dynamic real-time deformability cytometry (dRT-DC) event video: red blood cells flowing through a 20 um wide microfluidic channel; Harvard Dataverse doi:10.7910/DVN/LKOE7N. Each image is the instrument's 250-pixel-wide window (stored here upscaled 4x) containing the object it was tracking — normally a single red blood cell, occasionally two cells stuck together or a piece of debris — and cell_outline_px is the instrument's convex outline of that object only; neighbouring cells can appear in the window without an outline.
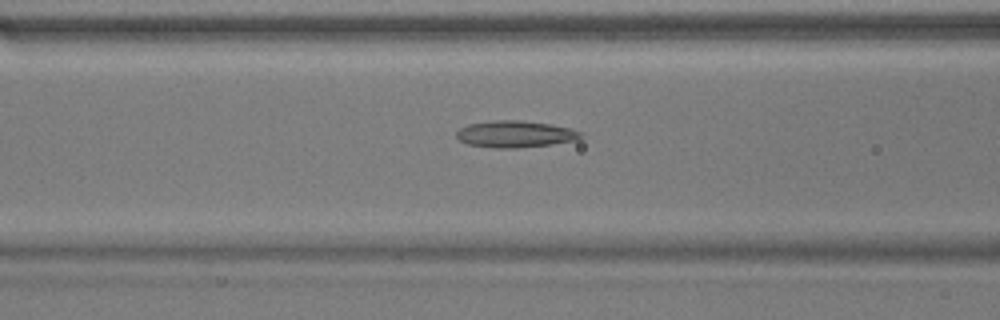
{"species": "common noctule bat (a hibernating species)", "species_latin": "Nyctalus noctula", "temperature_condition": "warm", "stored_images_in_passage": 42, "camera_frame_rate_fps": 3000, "um_per_image_px": 0.085, "animal": {"sex": "male", "body_mass_g": 17.9}, "frame": {"image": 1, "passage_image": 10, "time_ms": 3.0, "image_size_px": [1000, 320], "cell_outline_px": [[584, 136], [576, 140], [548, 144], [516, 148], [496, 148], [468, 144], [460, 140], [456, 136], [456, 132], [460, 128], [468, 124], [492, 120], [520, 120], [548, 124], [568, 128], [580, 132]], "centroid_in_image_um": [43.75, 11.39], "position_along_channel_um": 122.9, "area_um2": 19.07}}
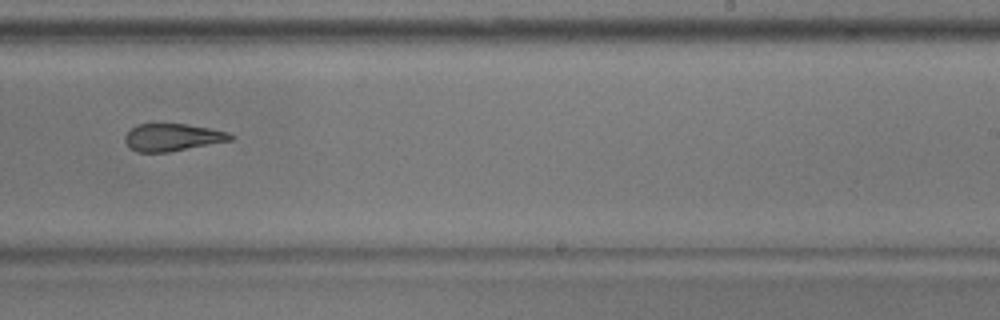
{"frame": {"image": 2, "passage_image": 22, "time_ms": 7.0, "image_size_px": [1000, 320], "cell_outline_px": [[236, 136], [232, 140], [168, 152], [136, 152], [128, 148], [124, 140], [124, 136], [136, 124], [184, 124], [208, 128], [228, 132]], "centroid_in_image_um": [14.63, 11.68], "position_along_channel_um": 274.4, "area_um2": 16.82}}
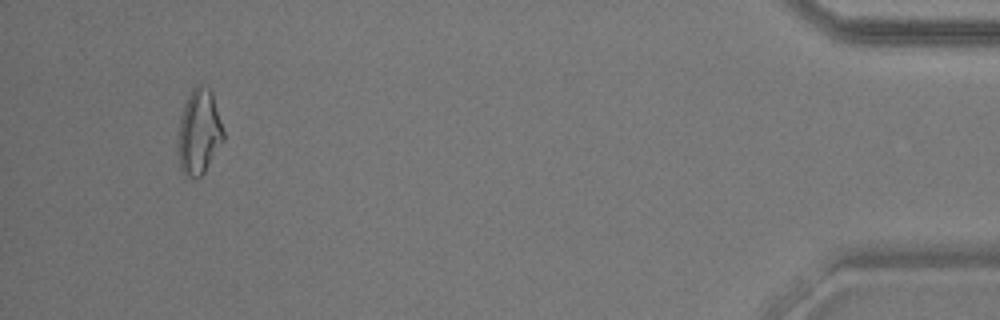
{"frame": {"image": 3, "passage_image": 39, "time_ms": 12.667, "image_size_px": [1000, 320], "cell_outline_px": [[224, 140], [204, 172], [200, 176], [188, 176], [180, 168], [180, 116], [184, 104], [192, 88], [196, 84], [200, 84], [208, 88], [212, 92], [224, 132]], "centroid_in_image_um": [16.95, 11.16], "position_along_channel_um": 418.2, "area_um2": 21.85}, "authors_computed_cell_mechanics": {"area_um2": 19.1029, "velocity_mm_per_s": 3.7949, "shape_relaxation_time_tau1_ms": null, "shape_relaxation_time_tau2_ms": 3.389, "deformation_change_tau1": null, "deformation_change_tau2": 0.1195}}